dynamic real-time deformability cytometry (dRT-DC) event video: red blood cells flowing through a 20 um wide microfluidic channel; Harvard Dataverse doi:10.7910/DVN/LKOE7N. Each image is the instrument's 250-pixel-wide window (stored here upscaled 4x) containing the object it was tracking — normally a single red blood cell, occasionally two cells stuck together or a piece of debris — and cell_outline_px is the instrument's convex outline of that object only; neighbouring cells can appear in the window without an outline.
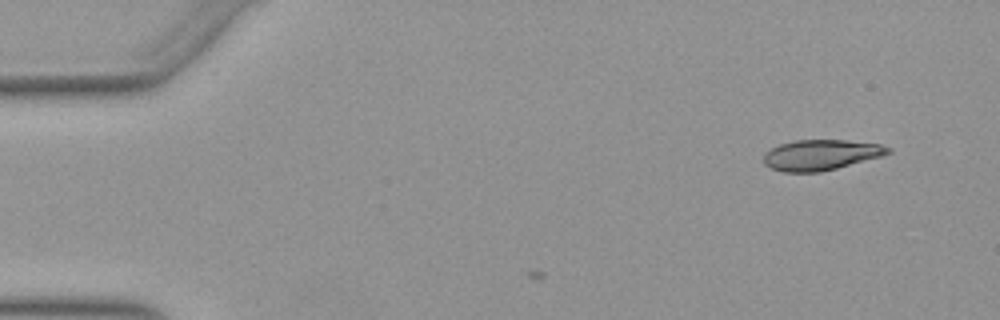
{"species": "Egyptian fruit bat (a non-hibernating species)", "species_latin": "Rousettus aegyptiacus", "temperature_condition": "warm", "stored_images_in_passage": 4, "camera_frame_rate_fps": 3000, "um_per_image_px": 0.085, "animal": {"sex": "female"}, "frame": {"image": 1, "passage_image": 4, "time_ms": 1.0, "image_size_px": [1000, 320], "cell_outline_px": [[892, 152], [884, 156], [820, 172], [784, 172], [772, 168], [764, 164], [764, 152], [780, 144], [796, 140], [848, 140], [880, 144], [892, 148]], "centroid_in_image_um": [69.81, 13.16], "position_along_channel_um": 15.2, "area_um2": 22.2}}